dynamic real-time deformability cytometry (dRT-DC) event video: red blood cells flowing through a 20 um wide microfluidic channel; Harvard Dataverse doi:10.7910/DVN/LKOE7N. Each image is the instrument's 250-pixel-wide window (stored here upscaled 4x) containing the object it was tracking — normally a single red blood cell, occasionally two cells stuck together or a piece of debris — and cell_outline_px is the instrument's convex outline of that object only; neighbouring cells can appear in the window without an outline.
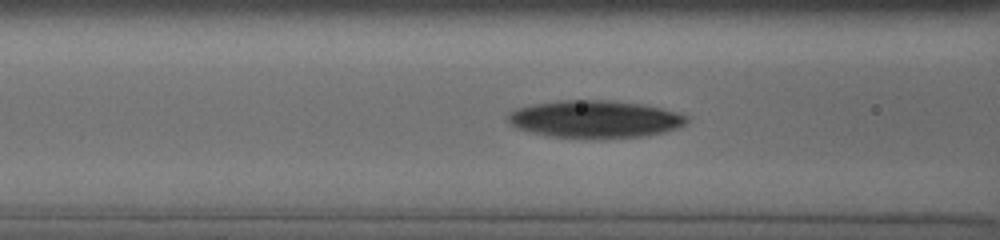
{"species": "human", "species_latin": "Homo sapiens", "temperature_condition": "cold", "stored_images_in_passage": 32, "camera_frame_rate_fps": 3000, "um_per_image_px": 0.085, "donor": {"sex": "male"}, "frame": {"image": 1, "passage_image": 17, "time_ms": 4.0, "image_size_px": [1000, 240], "cell_outline_px": [[688, 120], [680, 128], [648, 136], [604, 140], [596, 140], [548, 136], [516, 128], [508, 120], [508, 112], [516, 108], [536, 104], [560, 100], [608, 100], [640, 104], [680, 112], [688, 116]], "centroid_in_image_um": [50.61, 10.16], "position_along_channel_um": 116.0, "area_um2": 39.77}}
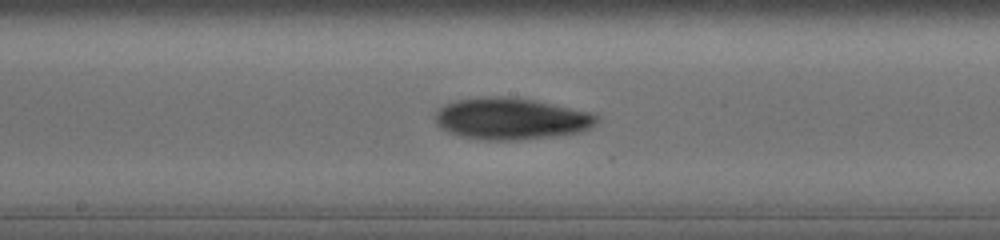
{"frame": {"image": 2, "passage_image": 24, "time_ms": 6.333, "image_size_px": [1000, 240], "cell_outline_px": [[596, 124], [580, 132], [556, 136], [520, 140], [480, 140], [460, 136], [448, 132], [440, 128], [436, 124], [436, 112], [444, 104], [456, 100], [488, 96], [500, 96], [536, 100], [592, 112], [596, 116]], "centroid_in_image_um": [43.42, 10.1], "position_along_channel_um": 204.8, "area_um2": 39.36}}
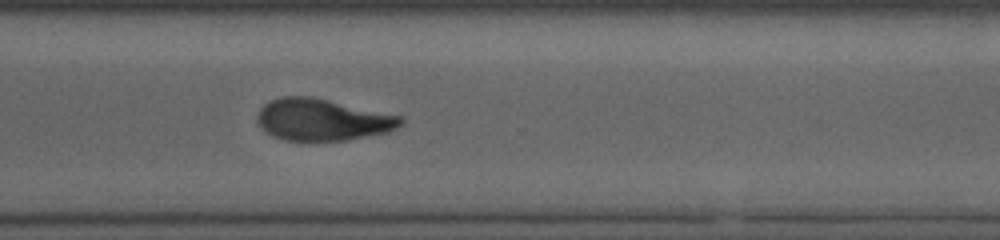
{"frame": {"image": 3, "passage_image": 32, "time_ms": 10.0, "image_size_px": [1000, 240], "cell_outline_px": [[404, 120], [396, 128], [388, 132], [344, 140], [284, 140], [272, 136], [260, 128], [256, 120], [256, 116], [260, 108], [268, 100], [280, 96], [312, 96], [404, 116]], "centroid_in_image_um": [27.37, 10.15], "position_along_channel_um": 343.2, "area_um2": 35.2}}